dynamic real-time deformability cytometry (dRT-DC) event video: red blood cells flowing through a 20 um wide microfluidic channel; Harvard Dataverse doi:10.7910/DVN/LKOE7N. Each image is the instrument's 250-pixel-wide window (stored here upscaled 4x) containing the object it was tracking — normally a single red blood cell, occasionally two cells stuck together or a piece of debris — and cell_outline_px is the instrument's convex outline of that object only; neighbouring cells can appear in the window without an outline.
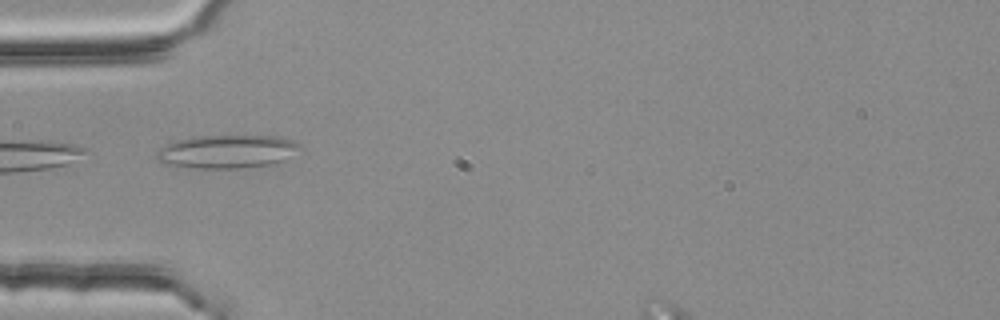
{"species": "common noctule bat (a hibernating species)", "species_latin": "Nyctalus noctula", "temperature_condition": "room temperature", "stored_images_in_passage": 3, "camera_frame_rate_fps": 3000, "um_per_image_px": 0.085, "animal": {"sex": "female", "body_mass_g": 25.1}, "frame": {"image": 1, "passage_image": 3, "time_ms": 0.667, "image_size_px": [1000, 320], "cell_outline_px": [[304, 148], [284, 160], [276, 164], [236, 168], [196, 168], [164, 164], [156, 156], [156, 152], [168, 144], [192, 136], [280, 136], [292, 140], [300, 144]], "centroid_in_image_um": [19.38, 12.88], "position_along_channel_um": 65.6, "area_um2": 27.8}}